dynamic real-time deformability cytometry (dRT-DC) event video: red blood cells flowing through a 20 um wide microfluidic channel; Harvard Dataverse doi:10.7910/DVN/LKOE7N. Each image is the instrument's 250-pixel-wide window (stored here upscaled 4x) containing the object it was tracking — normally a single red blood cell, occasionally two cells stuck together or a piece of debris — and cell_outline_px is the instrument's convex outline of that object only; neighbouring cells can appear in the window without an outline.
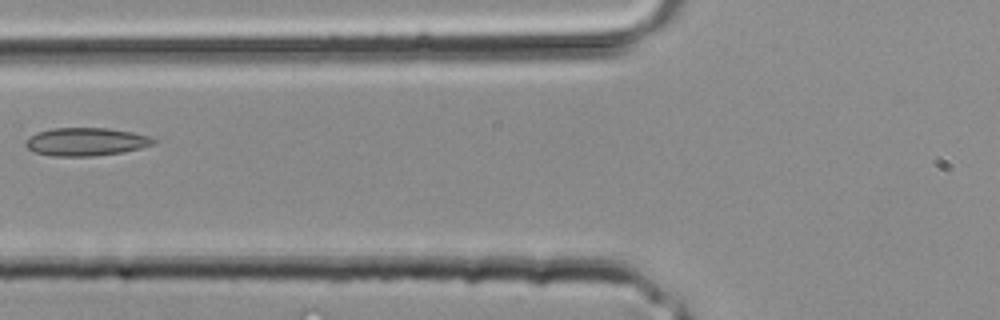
{"species": "common noctule bat (a hibernating species)", "species_latin": "Nyctalus noctula", "temperature_condition": "room temperature", "stored_images_in_passage": 29, "camera_frame_rate_fps": 3000, "um_per_image_px": 0.085, "animal": {"sex": "male", "body_mass_g": 20.4}, "frame": {"image": 1, "passage_image": 9, "time_ms": 2.667, "image_size_px": [1000, 320], "cell_outline_px": [[156, 144], [140, 148], [120, 152], [92, 156], [52, 156], [32, 152], [24, 144], [24, 140], [36, 132], [52, 128], [104, 128], [132, 132], [148, 136], [156, 140]], "centroid_in_image_um": [7.25, 12.05], "position_along_channel_um": 118.6, "area_um2": 20.92}}
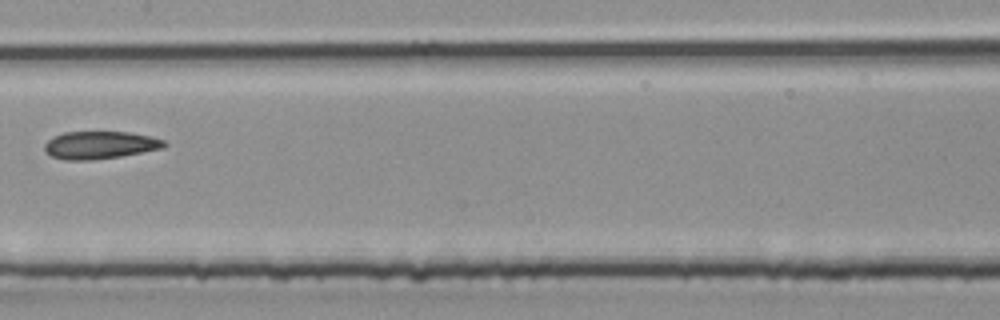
{"frame": {"image": 2, "passage_image": 13, "time_ms": 4.0, "image_size_px": [1000, 320], "cell_outline_px": [[168, 144], [164, 148], [120, 156], [92, 160], [64, 160], [52, 156], [44, 148], [44, 144], [52, 136], [64, 132], [128, 132], [148, 136], [164, 140]], "centroid_in_image_um": [8.49, 12.33], "position_along_channel_um": 198.9, "area_um2": 19.19}}
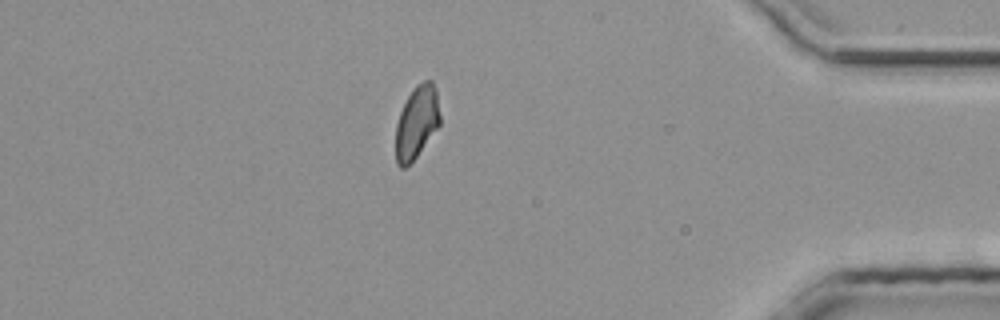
{"frame": {"image": 3, "passage_image": 25, "time_ms": 8.0, "image_size_px": [1000, 320], "cell_outline_px": [[440, 124], [416, 156], [404, 168], [400, 168], [396, 164], [396, 124], [400, 112], [408, 96], [416, 84], [424, 80], [432, 80], [436, 88], [440, 116]], "centroid_in_image_um": [35.42, 10.36], "position_along_channel_um": 399.8, "area_um2": 18.61}}